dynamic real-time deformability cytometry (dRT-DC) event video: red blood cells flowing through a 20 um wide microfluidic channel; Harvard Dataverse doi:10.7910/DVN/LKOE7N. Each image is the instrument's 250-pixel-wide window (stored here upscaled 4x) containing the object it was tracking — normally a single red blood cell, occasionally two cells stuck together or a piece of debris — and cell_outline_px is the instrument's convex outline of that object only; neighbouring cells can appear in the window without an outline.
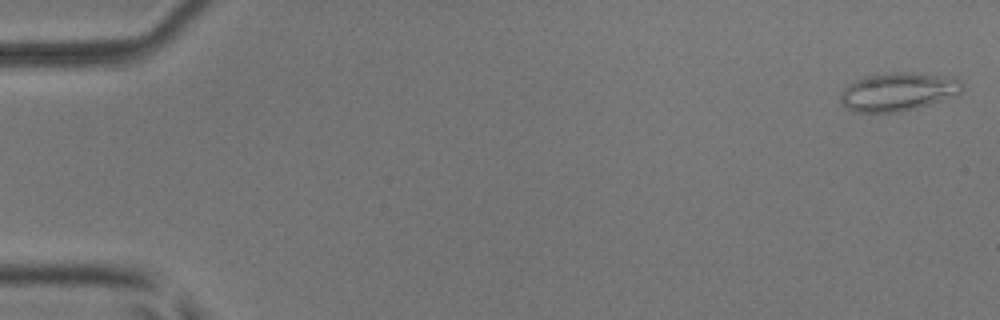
{"species": "common noctule bat (a hibernating species)", "species_latin": "Nyctalus noctula", "temperature_condition": "room temperature", "stored_images_in_passage": 50, "camera_frame_rate_fps": 3000, "um_per_image_px": 0.085, "animal": {"sex": "male", "body_mass_g": 17.9, "forearm_length_mm": 54.2}, "frame": {"image": 1, "passage_image": 1, "time_ms": 0.0, "image_size_px": [1000, 320], "cell_outline_px": [[964, 84], [960, 92], [952, 96], [916, 108], [896, 112], [856, 112], [840, 104], [840, 92], [848, 84], [864, 76], [888, 72], [916, 72], [956, 76]], "centroid_in_image_um": [76.33, 7.76], "position_along_channel_um": 8.7, "area_um2": 27.51}}
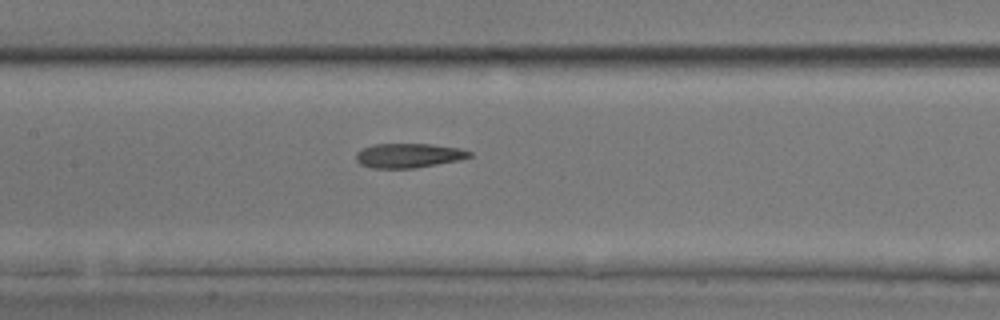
{"frame": {"image": 2, "passage_image": 25, "time_ms": 8.0, "image_size_px": [1000, 320], "cell_outline_px": [[472, 156], [460, 160], [416, 168], [372, 168], [360, 164], [356, 160], [356, 152], [372, 144], [432, 144], [460, 148], [472, 152]], "centroid_in_image_um": [34.75, 13.22], "position_along_channel_um": 172.7, "area_um2": 16.24}}
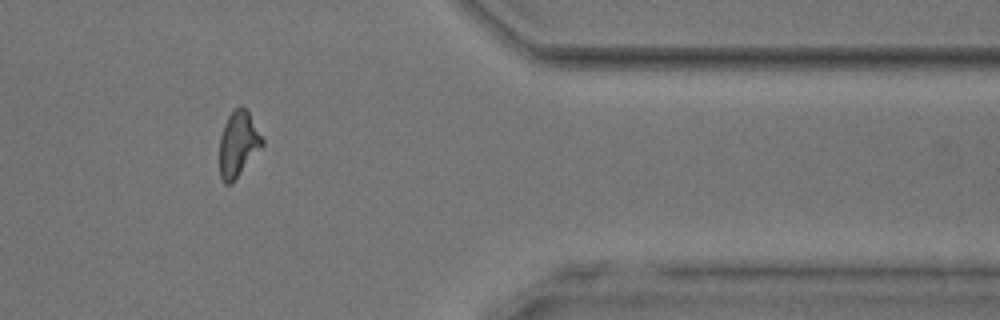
{"frame": {"image": 3, "passage_image": 43, "time_ms": 14.0, "image_size_px": [1000, 320], "cell_outline_px": [[264, 144], [232, 184], [224, 184], [220, 176], [220, 136], [224, 124], [228, 116], [240, 104], [248, 112], [264, 140]], "centroid_in_image_um": [20.24, 12.26], "position_along_channel_um": 391.2, "area_um2": 16.18}}